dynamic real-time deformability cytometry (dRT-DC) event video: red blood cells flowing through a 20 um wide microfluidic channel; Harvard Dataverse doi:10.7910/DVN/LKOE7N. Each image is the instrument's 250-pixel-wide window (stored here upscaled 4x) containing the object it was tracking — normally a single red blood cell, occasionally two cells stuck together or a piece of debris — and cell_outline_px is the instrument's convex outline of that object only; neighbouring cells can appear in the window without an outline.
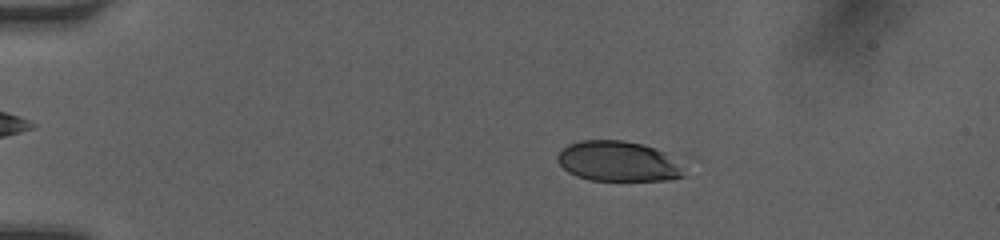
{"species": "human", "species_latin": "Homo sapiens", "temperature_condition": "room temperature", "stored_images_in_passage": 42, "camera_frame_rate_fps": 3000, "um_per_image_px": 0.085, "donor": {"sex": "female"}, "frame": {"image": 1, "passage_image": 1, "time_ms": 0.0, "image_size_px": [1000, 240], "cell_outline_px": [[688, 176], [668, 180], [592, 180], [576, 176], [568, 172], [556, 160], [560, 152], [568, 144], [580, 140], [624, 140], [644, 144], [656, 148], [664, 152]], "centroid_in_image_um": [52.51, 13.71], "position_along_channel_um": 32.5, "area_um2": 29.42}}
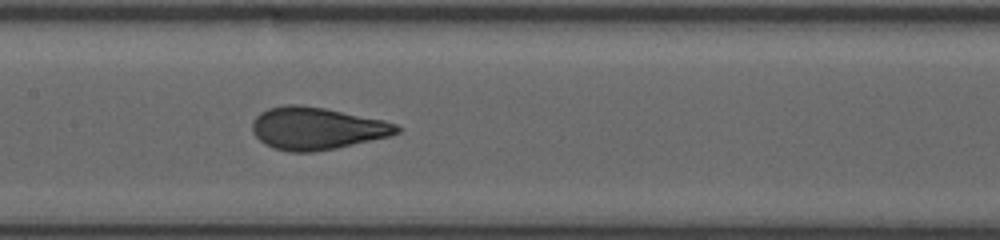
{"frame": {"image": 2, "passage_image": 17, "time_ms": 5.333, "image_size_px": [1000, 240], "cell_outline_px": [[404, 128], [400, 132], [388, 136], [336, 148], [312, 152], [292, 152], [272, 148], [264, 144], [252, 132], [252, 120], [260, 112], [268, 108], [284, 104], [300, 104], [324, 108], [384, 120], [396, 124]], "centroid_in_image_um": [26.89, 10.9], "position_along_channel_um": 180.5, "area_um2": 35.78}}
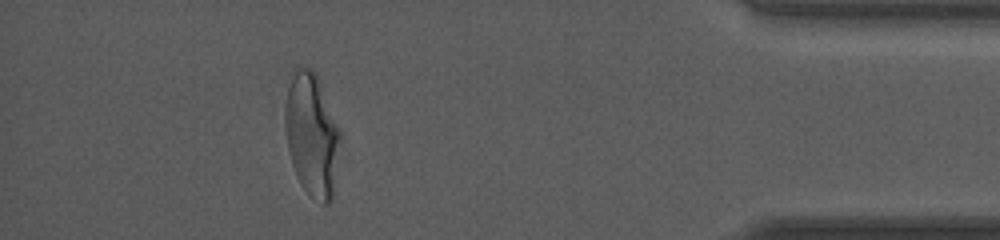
{"frame": {"image": 3, "passage_image": 37, "time_ms": 12.0, "image_size_px": [1000, 240], "cell_outline_px": [[340, 140], [332, 200], [328, 204], [324, 204], [308, 196], [300, 184], [296, 176], [292, 164], [288, 148], [284, 120], [284, 108], [288, 88], [292, 76], [300, 68], [312, 68], [316, 72], [320, 80], [340, 128]], "centroid_in_image_um": [26.51, 11.47], "position_along_channel_um": 408.7, "area_um2": 39.65}, "authors_computed_cell_mechanics": {"area_um2": 35.2291, "velocity_mm_per_s": 4.0667, "shape_relaxation_time_tau1_ms": 4.9807, "shape_relaxation_time_tau2_ms": null, "deformation_change_tau1": 0.2081, "deformation_change_tau2": null}}